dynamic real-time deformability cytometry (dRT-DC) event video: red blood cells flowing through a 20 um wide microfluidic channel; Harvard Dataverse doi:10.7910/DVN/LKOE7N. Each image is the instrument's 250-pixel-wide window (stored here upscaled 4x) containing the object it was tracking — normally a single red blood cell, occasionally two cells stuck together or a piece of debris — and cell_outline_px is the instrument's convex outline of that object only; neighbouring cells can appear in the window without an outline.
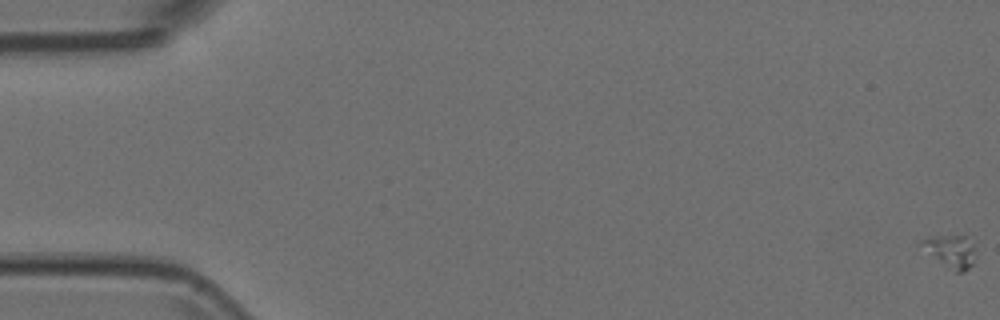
{"species": "Egyptian fruit bat (a non-hibernating species)", "species_latin": "Rousettus aegyptiacus", "temperature_condition": "room temperature", "stored_images_in_passage": 56, "camera_frame_rate_fps": 3000, "um_per_image_px": 0.085, "animal": {"sex": "female"}, "frame": {"image": 1, "passage_image": 1, "time_ms": 0.0, "image_size_px": [1000, 320], "cell_outline_px": [[976, 240], [972, 264], [964, 272], [956, 272], [916, 244], [920, 240], [928, 236], [964, 236]], "centroid_in_image_um": [80.81, 21.3], "position_along_channel_um": 4.2, "area_um2": 10.29}}